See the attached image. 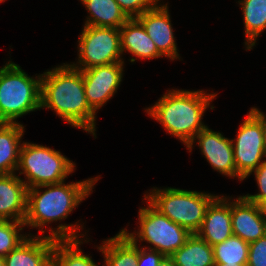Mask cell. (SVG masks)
<instances>
[{
  "mask_svg": "<svg viewBox=\"0 0 266 266\" xmlns=\"http://www.w3.org/2000/svg\"><path fill=\"white\" fill-rule=\"evenodd\" d=\"M40 108L52 109L63 121L96 138V112L84 91L82 71L69 63L47 70L41 76Z\"/></svg>",
  "mask_w": 266,
  "mask_h": 266,
  "instance_id": "cell-1",
  "label": "cell"
},
{
  "mask_svg": "<svg viewBox=\"0 0 266 266\" xmlns=\"http://www.w3.org/2000/svg\"><path fill=\"white\" fill-rule=\"evenodd\" d=\"M216 97L217 93L209 94L204 90L171 89L145 112L187 147L207 126L202 121L203 116L207 108L214 109L210 102Z\"/></svg>",
  "mask_w": 266,
  "mask_h": 266,
  "instance_id": "cell-2",
  "label": "cell"
},
{
  "mask_svg": "<svg viewBox=\"0 0 266 266\" xmlns=\"http://www.w3.org/2000/svg\"><path fill=\"white\" fill-rule=\"evenodd\" d=\"M98 179L100 176L69 184L64 181L28 188L25 226L45 233V225L67 219L71 212L93 193Z\"/></svg>",
  "mask_w": 266,
  "mask_h": 266,
  "instance_id": "cell-3",
  "label": "cell"
},
{
  "mask_svg": "<svg viewBox=\"0 0 266 266\" xmlns=\"http://www.w3.org/2000/svg\"><path fill=\"white\" fill-rule=\"evenodd\" d=\"M41 76H29L11 60L0 68V122L16 123L17 118L41 109Z\"/></svg>",
  "mask_w": 266,
  "mask_h": 266,
  "instance_id": "cell-4",
  "label": "cell"
},
{
  "mask_svg": "<svg viewBox=\"0 0 266 266\" xmlns=\"http://www.w3.org/2000/svg\"><path fill=\"white\" fill-rule=\"evenodd\" d=\"M217 196L173 187H153L148 194H144V199L162 215L193 234L200 229L210 203Z\"/></svg>",
  "mask_w": 266,
  "mask_h": 266,
  "instance_id": "cell-5",
  "label": "cell"
},
{
  "mask_svg": "<svg viewBox=\"0 0 266 266\" xmlns=\"http://www.w3.org/2000/svg\"><path fill=\"white\" fill-rule=\"evenodd\" d=\"M75 162L69 160L53 148L22 142L19 152V162L16 171L24 174L22 181L27 188L46 184H58L76 169Z\"/></svg>",
  "mask_w": 266,
  "mask_h": 266,
  "instance_id": "cell-6",
  "label": "cell"
},
{
  "mask_svg": "<svg viewBox=\"0 0 266 266\" xmlns=\"http://www.w3.org/2000/svg\"><path fill=\"white\" fill-rule=\"evenodd\" d=\"M139 228L132 233L126 228L121 231L134 243L147 242L148 249L161 252L164 256L170 257L175 251L181 248L191 233L179 224L171 221L167 216L162 215L148 201L147 207L139 208Z\"/></svg>",
  "mask_w": 266,
  "mask_h": 266,
  "instance_id": "cell-7",
  "label": "cell"
},
{
  "mask_svg": "<svg viewBox=\"0 0 266 266\" xmlns=\"http://www.w3.org/2000/svg\"><path fill=\"white\" fill-rule=\"evenodd\" d=\"M77 42L78 60L70 63L76 69L124 62L117 28L84 25Z\"/></svg>",
  "mask_w": 266,
  "mask_h": 266,
  "instance_id": "cell-8",
  "label": "cell"
},
{
  "mask_svg": "<svg viewBox=\"0 0 266 266\" xmlns=\"http://www.w3.org/2000/svg\"><path fill=\"white\" fill-rule=\"evenodd\" d=\"M58 224L50 228L49 235H29L14 250L4 257L7 266H51L54 242L56 239H81L78 234L82 224ZM80 237V238H79Z\"/></svg>",
  "mask_w": 266,
  "mask_h": 266,
  "instance_id": "cell-9",
  "label": "cell"
},
{
  "mask_svg": "<svg viewBox=\"0 0 266 266\" xmlns=\"http://www.w3.org/2000/svg\"><path fill=\"white\" fill-rule=\"evenodd\" d=\"M236 139H231L237 177L243 181L266 158L262 121L249 110L238 128Z\"/></svg>",
  "mask_w": 266,
  "mask_h": 266,
  "instance_id": "cell-10",
  "label": "cell"
},
{
  "mask_svg": "<svg viewBox=\"0 0 266 266\" xmlns=\"http://www.w3.org/2000/svg\"><path fill=\"white\" fill-rule=\"evenodd\" d=\"M124 65V62H118L81 70L85 96L95 112L117 92L123 80Z\"/></svg>",
  "mask_w": 266,
  "mask_h": 266,
  "instance_id": "cell-11",
  "label": "cell"
},
{
  "mask_svg": "<svg viewBox=\"0 0 266 266\" xmlns=\"http://www.w3.org/2000/svg\"><path fill=\"white\" fill-rule=\"evenodd\" d=\"M197 141L204 158L214 170L229 178H236L237 171L234 163L233 146L229 138L222 133L213 131L206 126L202 129L187 146L189 152Z\"/></svg>",
  "mask_w": 266,
  "mask_h": 266,
  "instance_id": "cell-12",
  "label": "cell"
},
{
  "mask_svg": "<svg viewBox=\"0 0 266 266\" xmlns=\"http://www.w3.org/2000/svg\"><path fill=\"white\" fill-rule=\"evenodd\" d=\"M158 1L136 19L142 24L158 51L172 61L180 59L174 31L170 19L168 2L163 5Z\"/></svg>",
  "mask_w": 266,
  "mask_h": 266,
  "instance_id": "cell-13",
  "label": "cell"
},
{
  "mask_svg": "<svg viewBox=\"0 0 266 266\" xmlns=\"http://www.w3.org/2000/svg\"><path fill=\"white\" fill-rule=\"evenodd\" d=\"M231 222L233 235L251 243L266 235V219L259 205L242 195L231 199Z\"/></svg>",
  "mask_w": 266,
  "mask_h": 266,
  "instance_id": "cell-14",
  "label": "cell"
},
{
  "mask_svg": "<svg viewBox=\"0 0 266 266\" xmlns=\"http://www.w3.org/2000/svg\"><path fill=\"white\" fill-rule=\"evenodd\" d=\"M196 234L211 246L233 235L231 198L217 196L209 205L200 229Z\"/></svg>",
  "mask_w": 266,
  "mask_h": 266,
  "instance_id": "cell-15",
  "label": "cell"
},
{
  "mask_svg": "<svg viewBox=\"0 0 266 266\" xmlns=\"http://www.w3.org/2000/svg\"><path fill=\"white\" fill-rule=\"evenodd\" d=\"M27 186L16 173L0 175V220L24 222Z\"/></svg>",
  "mask_w": 266,
  "mask_h": 266,
  "instance_id": "cell-16",
  "label": "cell"
},
{
  "mask_svg": "<svg viewBox=\"0 0 266 266\" xmlns=\"http://www.w3.org/2000/svg\"><path fill=\"white\" fill-rule=\"evenodd\" d=\"M122 54L124 51L134 55L129 60L135 62L140 59H156L163 57L152 39L146 33L142 24L136 19H128L119 29ZM137 57V58H136Z\"/></svg>",
  "mask_w": 266,
  "mask_h": 266,
  "instance_id": "cell-17",
  "label": "cell"
},
{
  "mask_svg": "<svg viewBox=\"0 0 266 266\" xmlns=\"http://www.w3.org/2000/svg\"><path fill=\"white\" fill-rule=\"evenodd\" d=\"M24 132L20 122H0V175L16 173Z\"/></svg>",
  "mask_w": 266,
  "mask_h": 266,
  "instance_id": "cell-18",
  "label": "cell"
},
{
  "mask_svg": "<svg viewBox=\"0 0 266 266\" xmlns=\"http://www.w3.org/2000/svg\"><path fill=\"white\" fill-rule=\"evenodd\" d=\"M102 242L97 249L104 256V266H138V244L122 231Z\"/></svg>",
  "mask_w": 266,
  "mask_h": 266,
  "instance_id": "cell-19",
  "label": "cell"
},
{
  "mask_svg": "<svg viewBox=\"0 0 266 266\" xmlns=\"http://www.w3.org/2000/svg\"><path fill=\"white\" fill-rule=\"evenodd\" d=\"M90 14L84 25L117 28L129 19L116 0H80Z\"/></svg>",
  "mask_w": 266,
  "mask_h": 266,
  "instance_id": "cell-20",
  "label": "cell"
},
{
  "mask_svg": "<svg viewBox=\"0 0 266 266\" xmlns=\"http://www.w3.org/2000/svg\"><path fill=\"white\" fill-rule=\"evenodd\" d=\"M176 266H214L213 246L191 234L185 244L170 256Z\"/></svg>",
  "mask_w": 266,
  "mask_h": 266,
  "instance_id": "cell-21",
  "label": "cell"
},
{
  "mask_svg": "<svg viewBox=\"0 0 266 266\" xmlns=\"http://www.w3.org/2000/svg\"><path fill=\"white\" fill-rule=\"evenodd\" d=\"M238 3L243 13L245 49L251 50L266 29V0H239Z\"/></svg>",
  "mask_w": 266,
  "mask_h": 266,
  "instance_id": "cell-22",
  "label": "cell"
},
{
  "mask_svg": "<svg viewBox=\"0 0 266 266\" xmlns=\"http://www.w3.org/2000/svg\"><path fill=\"white\" fill-rule=\"evenodd\" d=\"M85 239H56L51 257V266H99L91 256L83 254L80 245ZM104 266V265H102Z\"/></svg>",
  "mask_w": 266,
  "mask_h": 266,
  "instance_id": "cell-23",
  "label": "cell"
},
{
  "mask_svg": "<svg viewBox=\"0 0 266 266\" xmlns=\"http://www.w3.org/2000/svg\"><path fill=\"white\" fill-rule=\"evenodd\" d=\"M215 263L223 266L247 264L249 243L236 235H231L225 241L213 246Z\"/></svg>",
  "mask_w": 266,
  "mask_h": 266,
  "instance_id": "cell-24",
  "label": "cell"
},
{
  "mask_svg": "<svg viewBox=\"0 0 266 266\" xmlns=\"http://www.w3.org/2000/svg\"><path fill=\"white\" fill-rule=\"evenodd\" d=\"M24 228V222L0 220V258H4L29 235H32L31 233L21 234Z\"/></svg>",
  "mask_w": 266,
  "mask_h": 266,
  "instance_id": "cell-25",
  "label": "cell"
},
{
  "mask_svg": "<svg viewBox=\"0 0 266 266\" xmlns=\"http://www.w3.org/2000/svg\"><path fill=\"white\" fill-rule=\"evenodd\" d=\"M160 0H116L121 10L129 19L137 18L151 9Z\"/></svg>",
  "mask_w": 266,
  "mask_h": 266,
  "instance_id": "cell-26",
  "label": "cell"
},
{
  "mask_svg": "<svg viewBox=\"0 0 266 266\" xmlns=\"http://www.w3.org/2000/svg\"><path fill=\"white\" fill-rule=\"evenodd\" d=\"M252 173H254L259 191L257 194H247L243 195V197L248 201L259 205L263 200L266 199V160H263V162L246 178H248Z\"/></svg>",
  "mask_w": 266,
  "mask_h": 266,
  "instance_id": "cell-27",
  "label": "cell"
},
{
  "mask_svg": "<svg viewBox=\"0 0 266 266\" xmlns=\"http://www.w3.org/2000/svg\"><path fill=\"white\" fill-rule=\"evenodd\" d=\"M247 266H266V235L249 243Z\"/></svg>",
  "mask_w": 266,
  "mask_h": 266,
  "instance_id": "cell-28",
  "label": "cell"
},
{
  "mask_svg": "<svg viewBox=\"0 0 266 266\" xmlns=\"http://www.w3.org/2000/svg\"><path fill=\"white\" fill-rule=\"evenodd\" d=\"M165 256L156 250L138 247V266H157Z\"/></svg>",
  "mask_w": 266,
  "mask_h": 266,
  "instance_id": "cell-29",
  "label": "cell"
},
{
  "mask_svg": "<svg viewBox=\"0 0 266 266\" xmlns=\"http://www.w3.org/2000/svg\"><path fill=\"white\" fill-rule=\"evenodd\" d=\"M261 121H262V126H263V134H264V144L266 148V114L259 110L256 107H251L250 109Z\"/></svg>",
  "mask_w": 266,
  "mask_h": 266,
  "instance_id": "cell-30",
  "label": "cell"
},
{
  "mask_svg": "<svg viewBox=\"0 0 266 266\" xmlns=\"http://www.w3.org/2000/svg\"><path fill=\"white\" fill-rule=\"evenodd\" d=\"M157 266H176L175 262L171 257L165 256L158 264Z\"/></svg>",
  "mask_w": 266,
  "mask_h": 266,
  "instance_id": "cell-31",
  "label": "cell"
},
{
  "mask_svg": "<svg viewBox=\"0 0 266 266\" xmlns=\"http://www.w3.org/2000/svg\"><path fill=\"white\" fill-rule=\"evenodd\" d=\"M260 210L264 218L266 219V199L259 204Z\"/></svg>",
  "mask_w": 266,
  "mask_h": 266,
  "instance_id": "cell-32",
  "label": "cell"
},
{
  "mask_svg": "<svg viewBox=\"0 0 266 266\" xmlns=\"http://www.w3.org/2000/svg\"><path fill=\"white\" fill-rule=\"evenodd\" d=\"M0 266H7L4 261V258H0Z\"/></svg>",
  "mask_w": 266,
  "mask_h": 266,
  "instance_id": "cell-33",
  "label": "cell"
},
{
  "mask_svg": "<svg viewBox=\"0 0 266 266\" xmlns=\"http://www.w3.org/2000/svg\"><path fill=\"white\" fill-rule=\"evenodd\" d=\"M214 266H223V265L218 264V263H215ZM237 266H247V264H239V265H237Z\"/></svg>",
  "mask_w": 266,
  "mask_h": 266,
  "instance_id": "cell-34",
  "label": "cell"
}]
</instances>
